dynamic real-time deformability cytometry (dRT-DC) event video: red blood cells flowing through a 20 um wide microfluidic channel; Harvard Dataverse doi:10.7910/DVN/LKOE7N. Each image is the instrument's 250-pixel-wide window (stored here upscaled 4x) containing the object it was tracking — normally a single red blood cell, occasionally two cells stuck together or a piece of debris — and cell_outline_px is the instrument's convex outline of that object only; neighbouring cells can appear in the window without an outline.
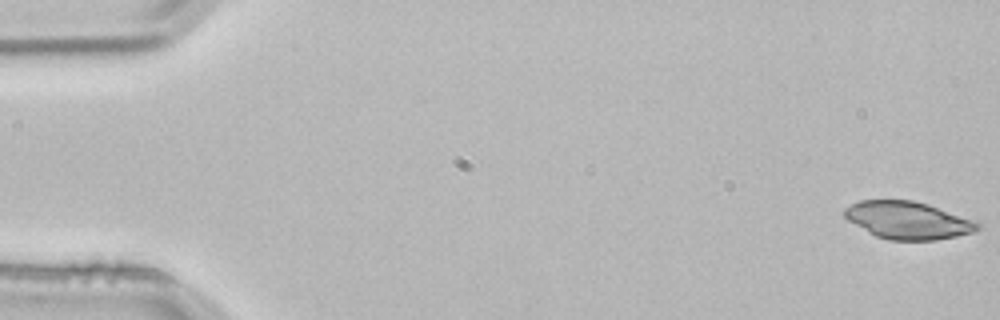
{"species": "common noctule bat (a hibernating species)", "species_latin": "Nyctalus noctula", "temperature_condition": "room temperature", "stored_images_in_passage": 4, "camera_frame_rate_fps": 3000, "um_per_image_px": 0.085, "animal": {"sex": "male", "body_mass_g": 21.5, "forearm_length_mm": 52.0}, "frame": {"image": 1, "passage_image": 1, "time_ms": 0.0, "image_size_px": [1000, 320], "cell_outline_px": [[980, 228], [972, 232], [956, 236], [936, 240], [888, 240], [876, 236], [868, 232], [848, 220], [844, 216], [844, 208], [860, 200], [912, 200], [928, 204], [980, 224]], "centroid_in_image_um": [77.11, 18.73], "position_along_channel_um": 7.9, "area_um2": 28.61}}